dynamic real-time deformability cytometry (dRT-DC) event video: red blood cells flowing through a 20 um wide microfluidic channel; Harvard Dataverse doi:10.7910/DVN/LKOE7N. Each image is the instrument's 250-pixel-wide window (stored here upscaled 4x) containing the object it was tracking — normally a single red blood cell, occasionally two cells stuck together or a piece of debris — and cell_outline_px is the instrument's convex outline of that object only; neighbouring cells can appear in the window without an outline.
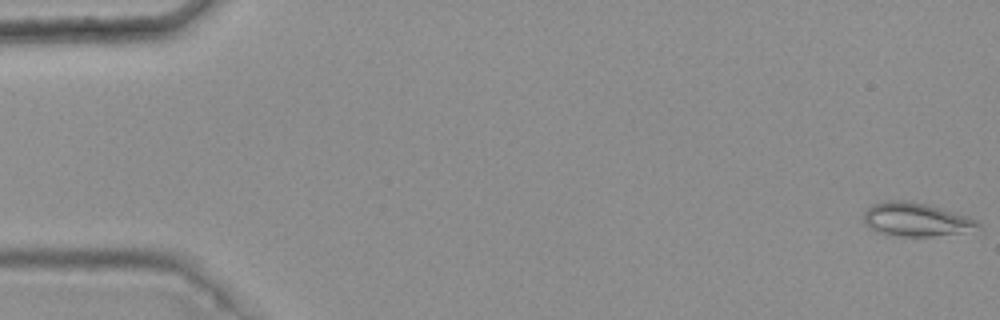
{"species": "common noctule bat (a hibernating species)", "species_latin": "Nyctalus noctula", "temperature_condition": "warm", "stored_images_in_passage": 6, "camera_frame_rate_fps": 3000, "um_per_image_px": 0.085, "animal": {"sex": "female", "body_mass_g": 25.1}, "frame": {"image": 1, "passage_image": 1, "time_ms": 0.0, "image_size_px": [1000, 320], "cell_outline_px": [[984, 232], [932, 236], [900, 236], [880, 232], [872, 228], [864, 220], [864, 212], [872, 204], [884, 200], [908, 200], [928, 204], [968, 216], [976, 220], [980, 224]], "centroid_in_image_um": [78.01, 18.66], "position_along_channel_um": 7.0, "area_um2": 22.83}}